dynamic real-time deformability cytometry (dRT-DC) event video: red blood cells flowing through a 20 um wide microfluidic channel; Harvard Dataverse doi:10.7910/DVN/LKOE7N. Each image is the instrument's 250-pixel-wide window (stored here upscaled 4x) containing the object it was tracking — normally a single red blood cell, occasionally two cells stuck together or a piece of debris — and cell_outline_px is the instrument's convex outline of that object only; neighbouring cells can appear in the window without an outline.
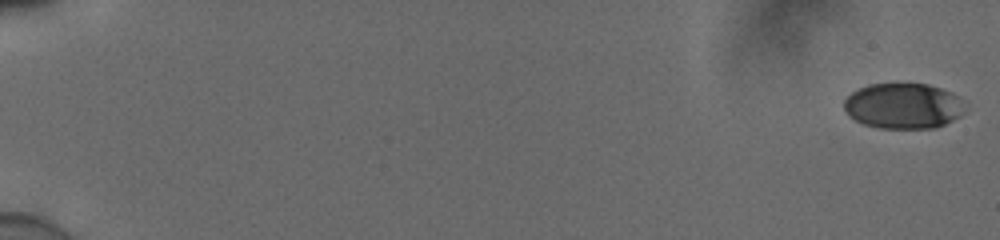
{"species": "human", "species_latin": "Homo sapiens", "temperature_condition": "cold", "stored_images_in_passage": 56, "camera_frame_rate_fps": 3000, "um_per_image_px": 0.085, "donor": {"sex": "male"}, "frame": {"image": 1, "passage_image": 1, "time_ms": 0.0, "image_size_px": [1000, 240], "cell_outline_px": [[960, 116], [936, 128], [880, 128], [864, 124], [848, 116], [844, 108], [844, 100], [852, 92], [868, 84], [928, 84], [952, 92], [956, 96], [960, 112]], "centroid_in_image_um": [76.69, 9.01], "position_along_channel_um": 8.3, "area_um2": 31.5}}
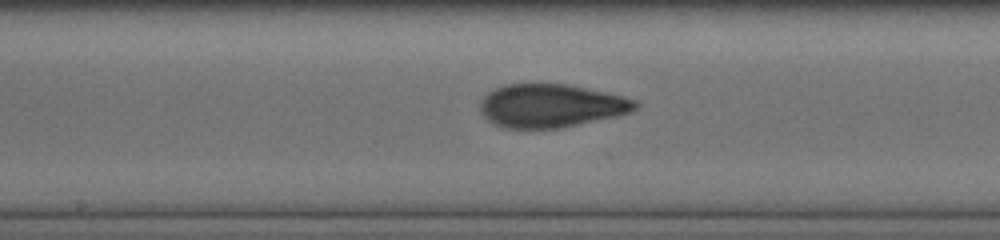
{"frame": {"image": 2, "passage_image": 32, "time_ms": 10.333, "image_size_px": [1000, 240], "cell_outline_px": [[640, 104], [632, 112], [616, 116], [560, 128], [504, 128], [492, 124], [480, 112], [480, 104], [484, 96], [488, 92], [496, 88], [508, 84], [564, 84], [604, 92], [636, 100]], "centroid_in_image_um": [46.81, 9.0], "position_along_channel_um": 201.4, "area_um2": 38.9}}
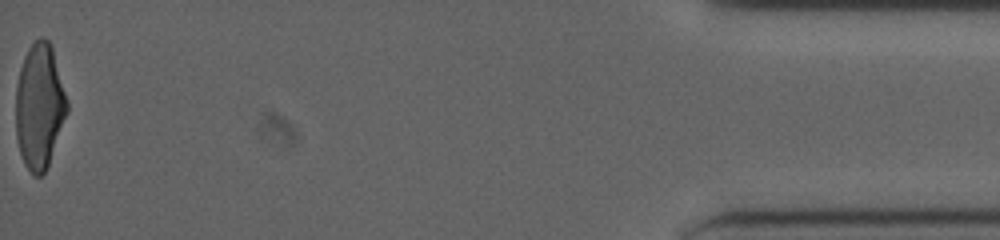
{"frame": {"image": 3, "passage_image": 56, "time_ms": 18.333, "image_size_px": [1000, 240], "cell_outline_px": [[68, 112], [48, 164], [44, 172], [40, 176], [32, 176], [24, 164], [20, 152], [16, 136], [16, 88], [20, 68], [24, 56], [28, 48], [40, 36], [44, 36], [48, 40], [52, 48], [68, 104]], "centroid_in_image_um": [3.34, 9.04], "position_along_channel_um": 431.9, "area_um2": 37.17}, "authors_computed_cell_mechanics": {"area_um2": 37.7723, "velocity_mm_per_s": 3.908, "shape_relaxation_time_tau1_ms": 6.7177, "shape_relaxation_time_tau2_ms": 1.3101, "deformation_change_tau1": 0.2205, "deformation_change_tau2": 0.0811}}